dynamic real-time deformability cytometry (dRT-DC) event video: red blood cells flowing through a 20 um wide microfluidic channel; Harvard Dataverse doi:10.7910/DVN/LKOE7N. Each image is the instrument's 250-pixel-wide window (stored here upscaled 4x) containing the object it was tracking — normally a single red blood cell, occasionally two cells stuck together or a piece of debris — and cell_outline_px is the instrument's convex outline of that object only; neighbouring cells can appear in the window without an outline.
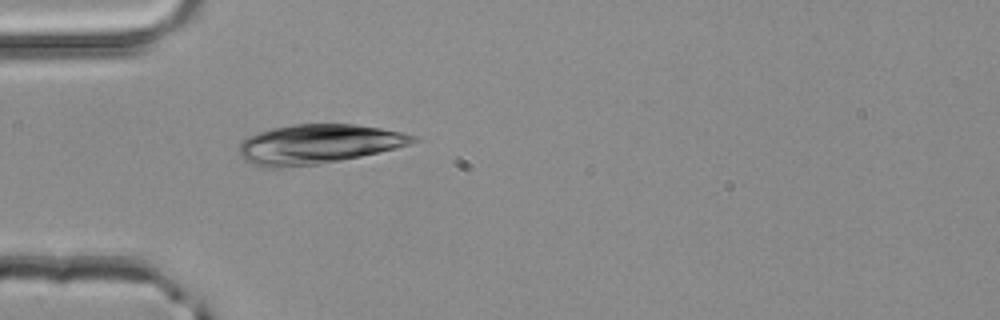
{"species": "common noctule bat (a hibernating species)", "species_latin": "Nyctalus noctula", "temperature_condition": "room temperature", "stored_images_in_passage": 2, "camera_frame_rate_fps": 3000, "um_per_image_px": 0.085, "animal": {"sex": "male", "body_mass_g": 20.4}, "frame": {"image": 1, "passage_image": 2, "time_ms": 0.333, "image_size_px": [1000, 320], "cell_outline_px": [[420, 140], [396, 148], [360, 156], [320, 164], [280, 168], [264, 168], [252, 164], [244, 160], [240, 156], [240, 140], [248, 136], [260, 132], [292, 124], [356, 124], [404, 132], [420, 136]], "centroid_in_image_um": [27.06, 12.25], "position_along_channel_um": 57.9, "area_um2": 40.06}}